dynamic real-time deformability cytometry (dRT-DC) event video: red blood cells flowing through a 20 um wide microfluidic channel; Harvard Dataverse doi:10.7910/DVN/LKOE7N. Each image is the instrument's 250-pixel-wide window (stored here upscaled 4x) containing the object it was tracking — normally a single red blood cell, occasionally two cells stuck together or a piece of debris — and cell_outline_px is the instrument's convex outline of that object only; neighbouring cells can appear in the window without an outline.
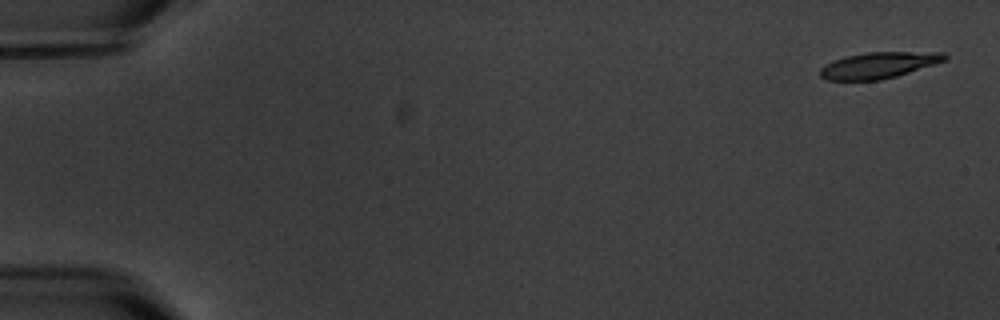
{"species": "common noctule bat (a hibernating species)", "species_latin": "Nyctalus noctula", "temperature_condition": "warm", "stored_images_in_passage": 7, "camera_frame_rate_fps": 3000, "um_per_image_px": 0.085, "animal": {"sex": "male", "body_mass_g": 20.1, "forearm_length_mm": 53.5}, "frame": {"image": 1, "passage_image": 1, "time_ms": 0.0, "image_size_px": [1000, 320], "cell_outline_px": [[948, 56], [944, 60], [896, 76], [880, 80], [824, 80], [820, 76], [820, 68], [824, 64], [832, 60], [844, 56], [868, 52], [944, 52]], "centroid_in_image_um": [74.6, 5.54], "position_along_channel_um": 10.4, "area_um2": 18.9}}
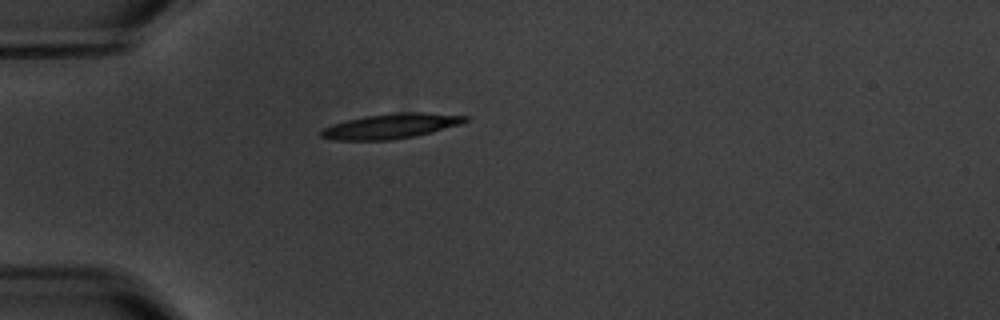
{"frame": {"image": 2, "passage_image": 5, "time_ms": 5.0, "image_size_px": [1000, 320], "cell_outline_px": [[468, 120], [460, 124], [432, 132], [416, 136], [388, 140], [336, 140], [320, 136], [320, 132], [324, 128], [332, 124], [364, 116], [400, 112], [424, 112], [468, 116]], "centroid_in_image_um": [33.24, 10.71], "position_along_channel_um": 51.8, "area_um2": 20.81}}